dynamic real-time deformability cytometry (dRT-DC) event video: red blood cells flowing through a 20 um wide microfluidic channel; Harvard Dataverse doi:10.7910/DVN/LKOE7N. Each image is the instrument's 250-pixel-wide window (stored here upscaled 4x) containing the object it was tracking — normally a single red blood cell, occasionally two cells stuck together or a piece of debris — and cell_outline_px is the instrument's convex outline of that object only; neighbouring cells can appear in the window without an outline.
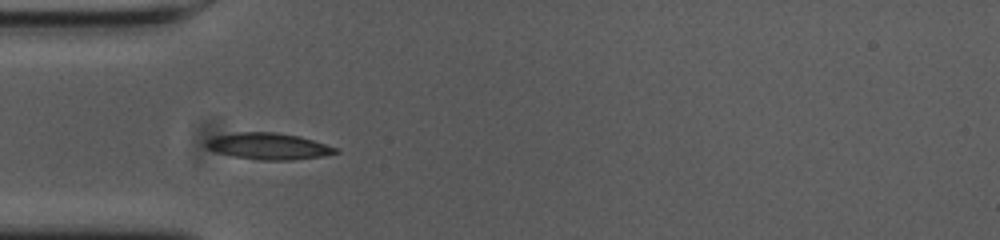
{"species": "common noctule bat (a hibernating species)", "species_latin": "Nyctalus noctula", "temperature_condition": "cold", "stored_images_in_passage": 40, "camera_frame_rate_fps": 3000, "um_per_image_px": 0.085, "animal": {"sex": "female", "body_mass_g": 23.0, "forearm_length_mm": 53.4}, "frame": {"image": 1, "passage_image": 1, "time_ms": 0.0, "image_size_px": [1000, 240], "cell_outline_px": [[340, 152], [324, 156], [292, 160], [260, 160], [232, 156], [216, 152], [208, 148], [204, 144], [208, 140], [216, 136], [236, 132], [276, 132], [300, 136], [340, 148]], "centroid_in_image_um": [22.88, 12.43], "position_along_channel_um": 62.1, "area_um2": 20.11}}
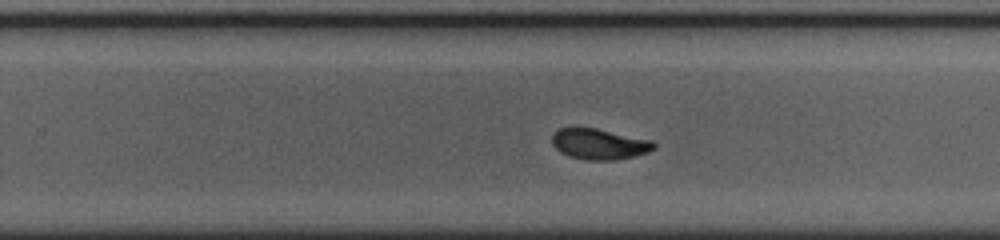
{"frame": {"image": 2, "passage_image": 19, "time_ms": 6.0, "image_size_px": [1000, 240], "cell_outline_px": [[656, 148], [648, 152], [632, 156], [612, 160], [584, 160], [568, 156], [560, 152], [552, 144], [552, 136], [560, 128], [596, 128], [652, 140], [656, 144]], "centroid_in_image_um": [50.94, 12.25], "position_along_channel_um": 278.9, "area_um2": 18.15}}
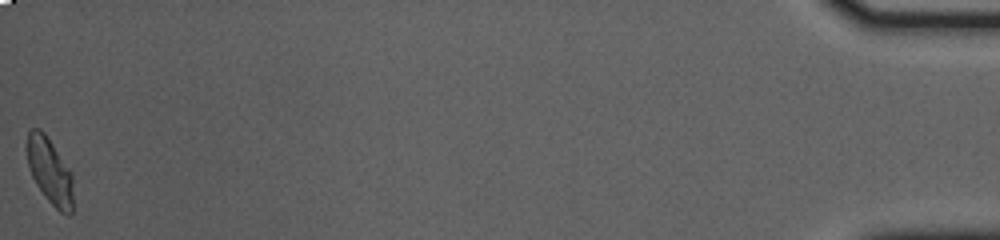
{"frame": {"image": 3, "passage_image": 40, "time_ms": 13.0, "image_size_px": [1000, 240], "cell_outline_px": [[72, 212], [68, 216], [60, 212], [44, 196], [36, 184], [28, 168], [28, 132], [32, 128], [40, 128], [44, 132], [72, 172]], "centroid_in_image_um": [4.24, 14.56], "position_along_channel_um": 431.0, "area_um2": 17.63}, "authors_computed_cell_mechanics": {"area_um2": 18.4671, "velocity_mm_per_s": 3.6373, "shape_relaxation_time_tau1_ms": 2.8205, "shape_relaxation_time_tau2_ms": 1.1386, "deformation_change_tau1": 0.1393, "deformation_change_tau2": 0.0533}}